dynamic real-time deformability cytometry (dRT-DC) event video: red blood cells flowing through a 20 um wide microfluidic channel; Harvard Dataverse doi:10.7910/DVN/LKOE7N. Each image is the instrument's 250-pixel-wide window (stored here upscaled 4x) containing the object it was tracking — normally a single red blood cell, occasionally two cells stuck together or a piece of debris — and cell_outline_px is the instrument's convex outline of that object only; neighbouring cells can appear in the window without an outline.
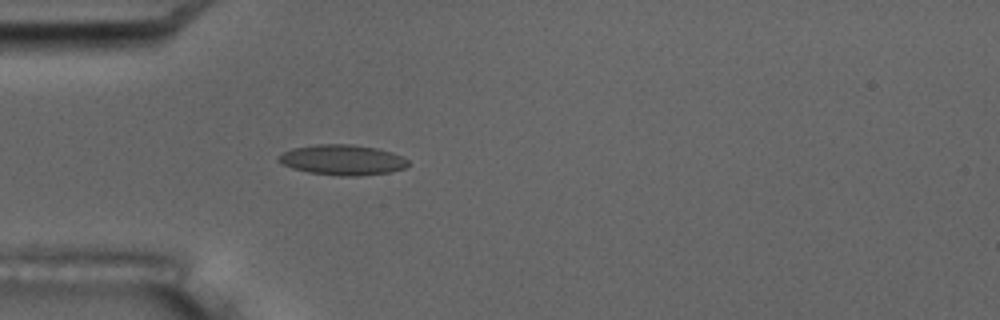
{"species": "common noctule bat (a hibernating species)", "species_latin": "Nyctalus noctula", "temperature_condition": "room temperature", "stored_images_in_passage": 4, "camera_frame_rate_fps": 3000, "um_per_image_px": 0.085, "animal": {"sex": "male", "body_mass_g": 17.5, "forearm_length_mm": 52.3}, "frame": {"image": 1, "passage_image": 4, "time_ms": 4.333, "image_size_px": [1000, 320], "cell_outline_px": [[408, 164], [404, 168], [388, 172], [356, 176], [336, 176], [308, 172], [292, 168], [276, 160], [276, 156], [292, 148], [316, 144], [352, 144], [376, 148], [392, 152], [404, 156], [408, 160]], "centroid_in_image_um": [29.09, 13.58], "position_along_channel_um": 55.9, "area_um2": 23.0}}